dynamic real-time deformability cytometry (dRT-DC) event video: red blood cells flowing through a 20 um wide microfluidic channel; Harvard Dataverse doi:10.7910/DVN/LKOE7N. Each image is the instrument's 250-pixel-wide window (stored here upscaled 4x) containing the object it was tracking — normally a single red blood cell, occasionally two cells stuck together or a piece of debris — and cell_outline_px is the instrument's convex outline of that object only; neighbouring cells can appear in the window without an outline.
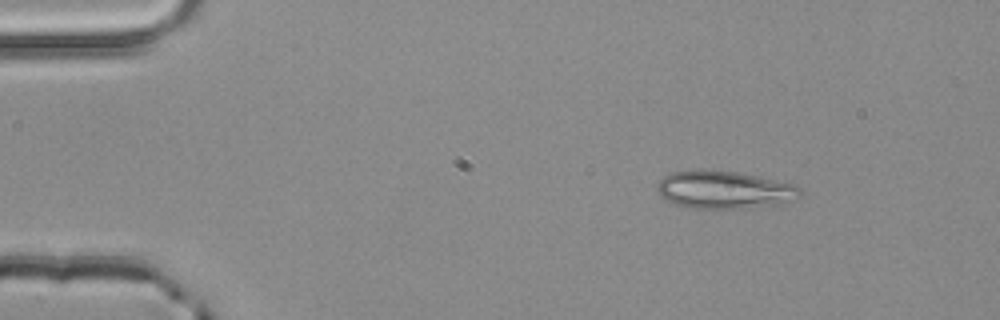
{"species": "common noctule bat (a hibernating species)", "species_latin": "Nyctalus noctula", "temperature_condition": "room temperature", "stored_images_in_passage": 3, "camera_frame_rate_fps": 3000, "um_per_image_px": 0.085, "animal": {"sex": "male", "body_mass_g": 20.4}, "frame": {"image": 1, "passage_image": 1, "time_ms": 0.0, "image_size_px": [1000, 320], "cell_outline_px": [[804, 192], [800, 196], [792, 200], [776, 204], [736, 208], [688, 208], [676, 204], [660, 196], [656, 188], [656, 184], [664, 176], [672, 172], [692, 168], [696, 168], [736, 172], [796, 184]], "centroid_in_image_um": [61.52, 16.1], "position_along_channel_um": 23.5, "area_um2": 31.56}}